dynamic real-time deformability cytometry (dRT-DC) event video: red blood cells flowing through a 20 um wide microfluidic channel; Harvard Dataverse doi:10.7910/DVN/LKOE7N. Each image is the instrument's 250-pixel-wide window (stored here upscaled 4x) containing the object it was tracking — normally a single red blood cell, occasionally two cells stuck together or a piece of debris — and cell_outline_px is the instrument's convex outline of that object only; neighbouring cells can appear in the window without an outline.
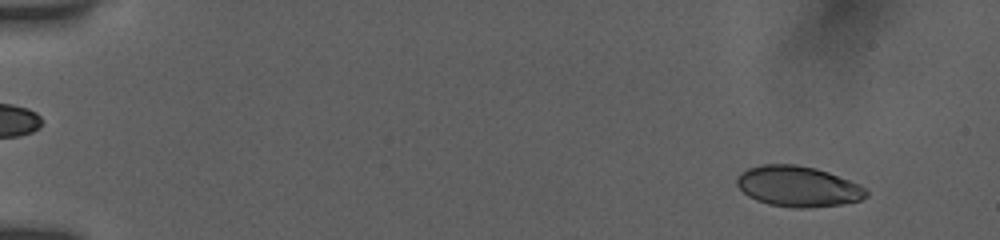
{"species": "human", "species_latin": "Homo sapiens", "temperature_condition": "room temperature", "stored_images_in_passage": 54, "camera_frame_rate_fps": 3000, "um_per_image_px": 0.085, "donor": {"sex": "female"}, "frame": {"image": 1, "passage_image": 5, "time_ms": 1.333, "image_size_px": [1000, 240], "cell_outline_px": [[868, 196], [860, 200], [840, 204], [808, 208], [792, 208], [768, 204], [756, 200], [748, 196], [736, 184], [736, 180], [740, 172], [748, 168], [764, 164], [796, 164], [816, 168], [828, 172], [860, 184], [868, 192]], "centroid_in_image_um": [67.82, 15.84], "position_along_channel_um": 17.2, "area_um2": 30.69}}
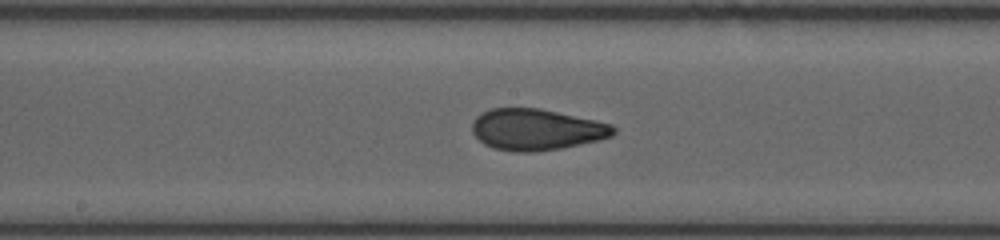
{"frame": {"image": 2, "passage_image": 30, "time_ms": 9.667, "image_size_px": [1000, 240], "cell_outline_px": [[616, 132], [612, 136], [580, 144], [560, 148], [532, 152], [516, 152], [492, 148], [484, 144], [472, 132], [472, 120], [476, 116], [492, 108], [540, 108], [596, 120], [612, 124], [616, 128]], "centroid_in_image_um": [45.59, 11.0], "position_along_channel_um": 202.6, "area_um2": 33.99}}
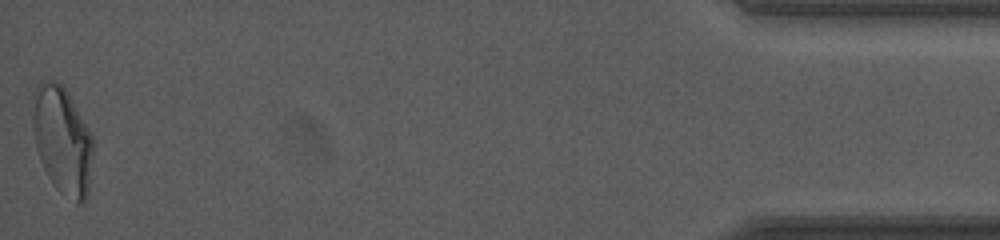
{"frame": {"image": 3, "passage_image": 54, "time_ms": 17.667, "image_size_px": [1000, 240], "cell_outline_px": [[92, 152], [88, 196], [80, 204], [76, 204], [60, 192], [56, 188], [48, 176], [40, 160], [36, 148], [32, 128], [32, 92], [40, 80], [52, 80], [60, 84], [68, 92], [92, 132]], "centroid_in_image_um": [5.28, 11.89], "position_along_channel_um": 429.9, "area_um2": 38.38}, "authors_computed_cell_mechanics": {"area_um2": 33.4084, "velocity_mm_per_s": 3.8715, "shape_relaxation_time_tau1_ms": null, "shape_relaxation_time_tau2_ms": 1.1828, "deformation_change_tau1": null, "deformation_change_tau2": 0.0708}}